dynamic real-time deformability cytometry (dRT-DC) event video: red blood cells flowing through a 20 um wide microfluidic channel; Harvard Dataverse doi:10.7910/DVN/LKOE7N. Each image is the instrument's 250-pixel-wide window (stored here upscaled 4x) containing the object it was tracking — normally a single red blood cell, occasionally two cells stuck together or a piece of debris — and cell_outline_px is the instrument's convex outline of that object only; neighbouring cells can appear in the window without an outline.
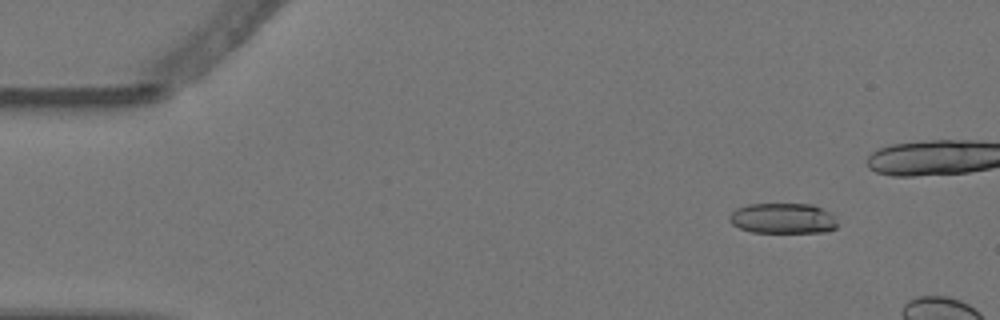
{"species": "Egyptian fruit bat (a non-hibernating species)", "species_latin": "Rousettus aegyptiacus", "temperature_condition": "warm", "stored_images_in_passage": 4, "camera_frame_rate_fps": 3000, "um_per_image_px": 0.085, "animal": {"sex": "female"}, "frame": {"image": 1, "passage_image": 2, "time_ms": 0.333, "image_size_px": [1000, 320], "cell_outline_px": [[836, 228], [824, 232], [752, 232], [740, 228], [732, 224], [728, 220], [728, 216], [736, 208], [748, 204], [812, 204], [832, 212], [836, 216]], "centroid_in_image_um": [66.56, 18.55], "position_along_channel_um": 18.4, "area_um2": 19.36}}